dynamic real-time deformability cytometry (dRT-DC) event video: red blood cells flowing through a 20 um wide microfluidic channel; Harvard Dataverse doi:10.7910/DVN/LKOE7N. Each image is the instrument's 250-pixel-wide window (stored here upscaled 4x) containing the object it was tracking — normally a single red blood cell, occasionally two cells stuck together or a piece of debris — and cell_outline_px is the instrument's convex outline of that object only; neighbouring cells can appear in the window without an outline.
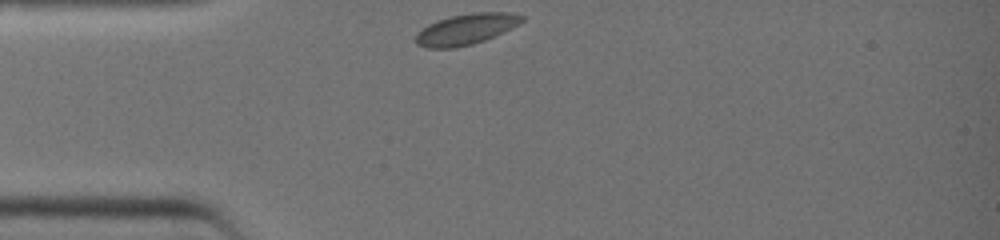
{"species": "common noctule bat (a hibernating species)", "species_latin": "Nyctalus noctula", "temperature_condition": "warm", "stored_images_in_passage": 3, "camera_frame_rate_fps": 3000, "um_per_image_px": 0.085, "animal": {"sex": "female", "body_mass_g": 19.0, "forearm_length_mm": 51.5}, "frame": {"image": 1, "passage_image": 1, "time_ms": 0.0, "image_size_px": [1000, 240], "cell_outline_px": [[524, 20], [504, 32], [484, 40], [472, 44], [452, 48], [428, 48], [416, 44], [416, 32], [428, 24], [436, 20], [452, 16], [472, 12], [508, 12], [524, 16]], "centroid_in_image_um": [39.59, 2.47], "position_along_channel_um": 45.4, "area_um2": 19.02}}